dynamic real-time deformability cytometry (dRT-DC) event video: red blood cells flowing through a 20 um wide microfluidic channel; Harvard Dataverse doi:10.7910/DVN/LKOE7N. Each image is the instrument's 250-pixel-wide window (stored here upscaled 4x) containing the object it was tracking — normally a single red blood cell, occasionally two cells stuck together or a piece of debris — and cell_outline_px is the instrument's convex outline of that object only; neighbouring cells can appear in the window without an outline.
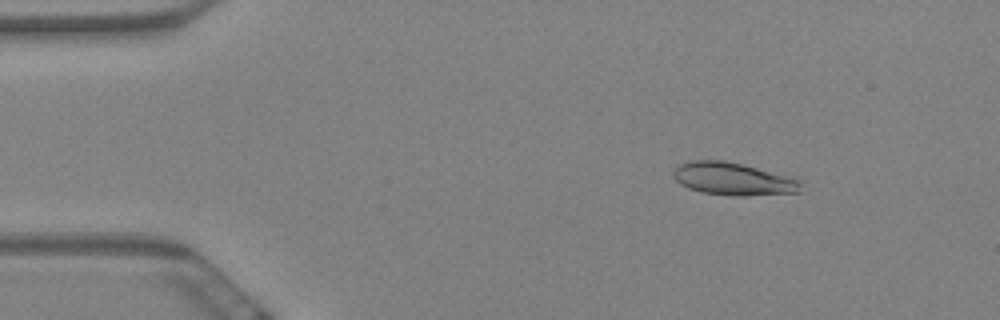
{"species": "Egyptian fruit bat (a non-hibernating species)", "species_latin": "Rousettus aegyptiacus", "temperature_condition": "warm", "stored_images_in_passage": 34, "camera_frame_rate_fps": 3000, "um_per_image_px": 0.085, "animal": {"sex": "female"}, "frame": {"image": 1, "passage_image": 8, "time_ms": 2.333, "image_size_px": [1000, 320], "cell_outline_px": [[800, 192], [744, 196], [732, 196], [700, 192], [688, 188], [680, 184], [672, 176], [672, 172], [680, 164], [692, 160], [724, 160], [744, 164], [796, 176], [800, 180]], "centroid_in_image_um": [62.36, 15.2], "position_along_channel_um": 22.6, "area_um2": 24.8}}
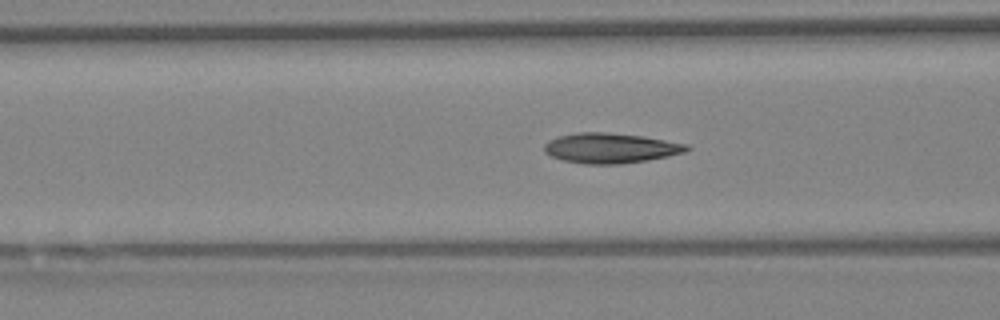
{"frame": {"image": 2, "passage_image": 23, "time_ms": 7.333, "image_size_px": [1000, 320], "cell_outline_px": [[692, 148], [684, 152], [668, 156], [648, 160], [620, 164], [584, 164], [564, 160], [552, 156], [544, 152], [544, 144], [548, 140], [556, 136], [576, 132], [604, 132], [640, 136], [688, 144]], "centroid_in_image_um": [51.86, 12.58], "position_along_channel_um": 114.7, "area_um2": 24.97}}
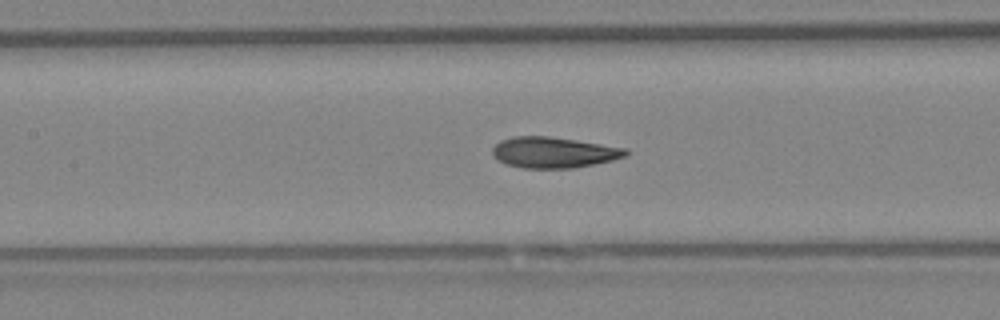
{"frame": {"image": 3, "passage_image": 27, "time_ms": 8.667, "image_size_px": [1000, 320], "cell_outline_px": [[628, 156], [612, 160], [576, 168], [524, 168], [504, 164], [496, 160], [492, 152], [492, 148], [500, 140], [512, 136], [548, 136], [576, 140], [628, 148]], "centroid_in_image_um": [47.05, 12.96], "position_along_channel_um": 160.3, "area_um2": 24.22}}